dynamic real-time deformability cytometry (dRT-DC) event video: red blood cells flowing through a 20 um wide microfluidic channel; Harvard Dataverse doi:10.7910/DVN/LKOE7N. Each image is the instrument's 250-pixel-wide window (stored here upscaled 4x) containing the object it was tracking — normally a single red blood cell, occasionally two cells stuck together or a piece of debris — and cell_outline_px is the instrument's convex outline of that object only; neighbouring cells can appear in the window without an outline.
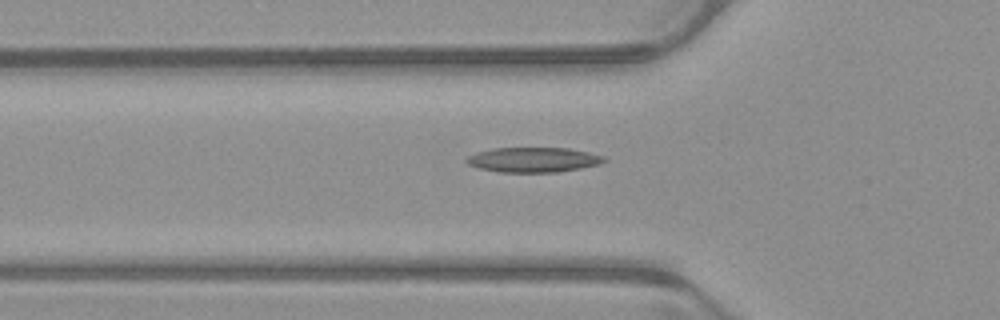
{"species": "common noctule bat (a hibernating species)", "species_latin": "Nyctalus noctula", "temperature_condition": "warm", "stored_images_in_passage": 38, "camera_frame_rate_fps": 3000, "um_per_image_px": 0.085, "animal": {"sex": "male", "body_mass_g": 23.1, "forearm_length_mm": 52.7}, "frame": {"image": 1, "passage_image": 9, "time_ms": 2.667, "image_size_px": [1000, 320], "cell_outline_px": [[608, 160], [600, 164], [560, 172], [500, 172], [480, 168], [468, 164], [464, 160], [468, 156], [476, 152], [492, 148], [568, 148], [588, 152], [604, 156]], "centroid_in_image_um": [45.34, 13.58], "position_along_channel_um": 80.5, "area_um2": 20.0}}
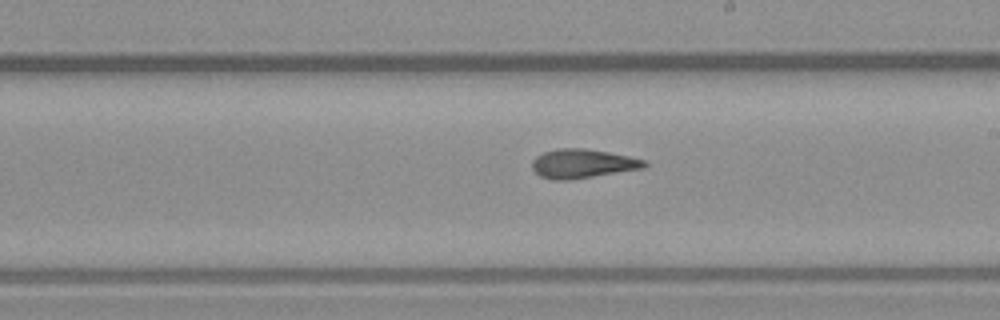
{"frame": {"image": 2, "passage_image": 21, "time_ms": 6.667, "image_size_px": [1000, 320], "cell_outline_px": [[648, 164], [644, 168], [572, 180], [552, 180], [540, 176], [532, 168], [532, 160], [536, 156], [544, 152], [556, 148], [584, 148], [608, 152], [648, 160]], "centroid_in_image_um": [49.52, 13.91], "position_along_channel_um": 239.5, "area_um2": 19.19}}
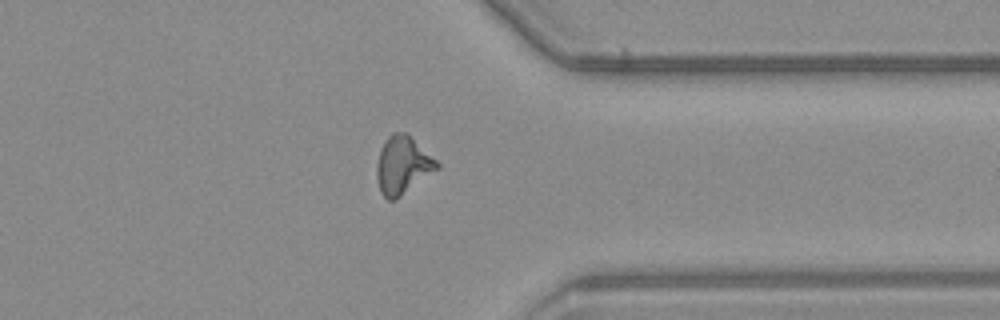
{"frame": {"image": 3, "passage_image": 32, "time_ms": 10.333, "image_size_px": [1000, 320], "cell_outline_px": [[440, 168], [396, 200], [388, 200], [380, 192], [376, 176], [376, 164], [380, 148], [384, 140], [392, 132], [404, 132], [436, 160], [440, 164]], "centroid_in_image_um": [34.2, 14.07], "position_along_channel_um": 377.2, "area_um2": 20.29}, "authors_computed_cell_mechanics": {"area_um2": 18.9873, "velocity_mm_per_s": 3.946, "shape_relaxation_time_tau1_ms": 8.3757, "shape_relaxation_time_tau2_ms": 2.6899, "deformation_change_tau1": 0.2371, "deformation_change_tau2": 0.1264}}